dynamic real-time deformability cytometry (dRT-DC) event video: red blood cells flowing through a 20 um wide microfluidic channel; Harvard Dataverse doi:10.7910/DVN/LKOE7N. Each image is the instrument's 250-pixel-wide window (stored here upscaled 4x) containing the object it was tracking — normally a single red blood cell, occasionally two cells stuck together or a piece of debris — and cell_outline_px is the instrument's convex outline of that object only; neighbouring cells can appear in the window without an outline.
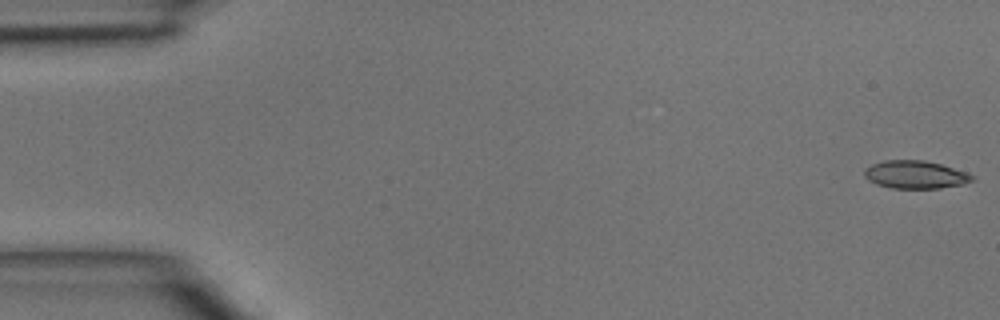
{"species": "common noctule bat (a hibernating species)", "species_latin": "Nyctalus noctula", "temperature_condition": "room temperature", "stored_images_in_passage": 46, "camera_frame_rate_fps": 3000, "um_per_image_px": 0.085, "animal": {"sex": "male", "body_mass_g": 15.6}, "frame": {"image": 1, "passage_image": 1, "time_ms": 0.0, "image_size_px": [1000, 320], "cell_outline_px": [[976, 180], [964, 184], [940, 188], [892, 188], [876, 184], [868, 180], [864, 176], [864, 168], [872, 164], [884, 160], [924, 160], [940, 164], [968, 172], [976, 176]], "centroid_in_image_um": [77.84, 14.84], "position_along_channel_um": 7.2, "area_um2": 17.74}}
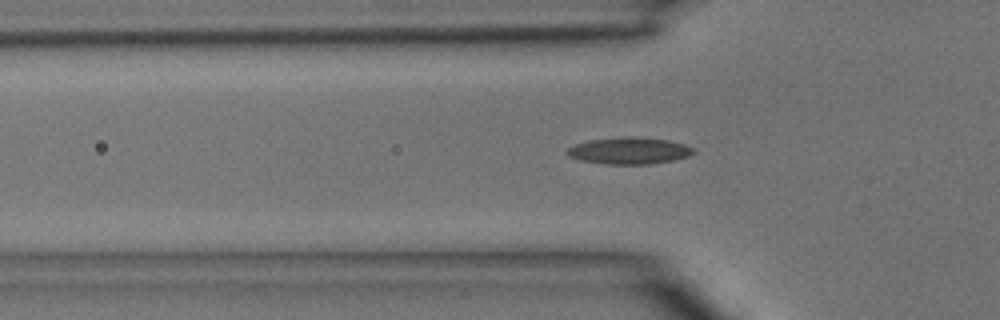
{"frame": {"image": 2, "passage_image": 15, "time_ms": 4.667, "image_size_px": [1000, 320], "cell_outline_px": [[696, 152], [688, 156], [672, 160], [648, 164], [604, 164], [580, 160], [568, 156], [564, 152], [568, 148], [576, 144], [588, 140], [624, 136], [632, 136], [668, 140], [684, 144], [692, 148]], "centroid_in_image_um": [53.44, 12.8], "position_along_channel_um": 72.4, "area_um2": 19.71}}
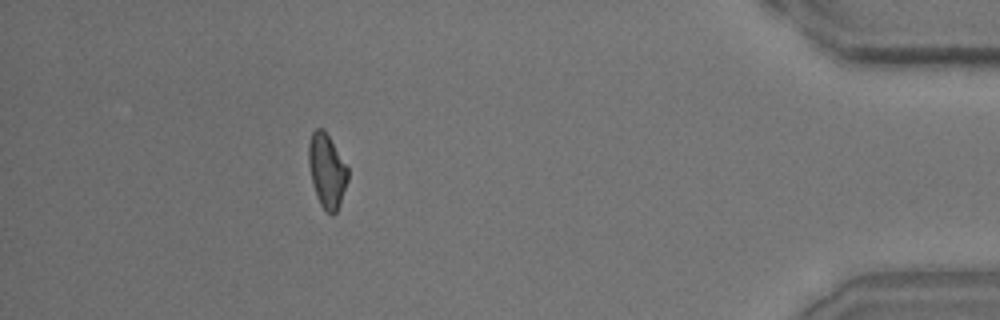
{"frame": {"image": 3, "passage_image": 42, "time_ms": 13.667, "image_size_px": [1000, 320], "cell_outline_px": [[348, 180], [340, 204], [336, 212], [332, 216], [320, 204], [316, 196], [308, 164], [308, 144], [312, 132], [316, 128], [324, 128], [348, 168]], "centroid_in_image_um": [27.78, 14.5], "position_along_channel_um": 407.4, "area_um2": 16.88}}